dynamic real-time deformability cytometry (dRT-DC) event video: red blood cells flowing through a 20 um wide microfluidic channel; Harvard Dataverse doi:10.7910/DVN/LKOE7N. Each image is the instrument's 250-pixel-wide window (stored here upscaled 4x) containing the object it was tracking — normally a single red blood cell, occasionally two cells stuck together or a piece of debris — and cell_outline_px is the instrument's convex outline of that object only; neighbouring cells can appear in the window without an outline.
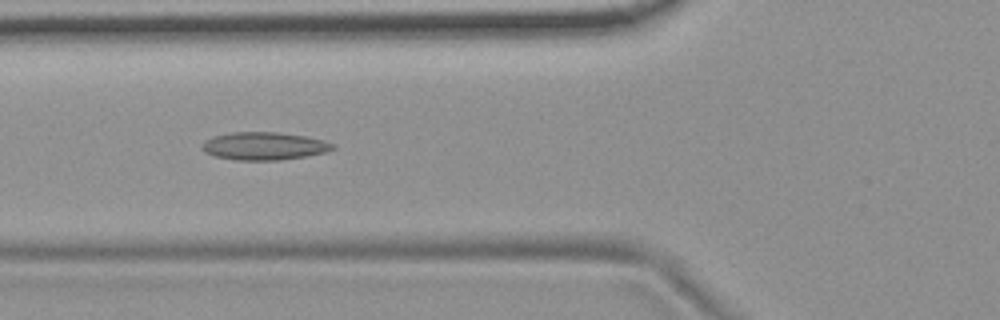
{"species": "common noctule bat (a hibernating species)", "species_latin": "Nyctalus noctula", "temperature_condition": "room temperature", "stored_images_in_passage": 53, "camera_frame_rate_fps": 3000, "um_per_image_px": 0.085, "animal": {"sex": "female", "body_mass_g": 19.9}, "frame": {"image": 1, "passage_image": 19, "time_ms": 6.0, "image_size_px": [1000, 320], "cell_outline_px": [[336, 148], [324, 152], [308, 156], [280, 160], [236, 160], [212, 156], [204, 152], [204, 140], [212, 136], [232, 132], [276, 132], [308, 136], [324, 140], [336, 144]], "centroid_in_image_um": [22.48, 12.41], "position_along_channel_um": 103.3, "area_um2": 21.39}}
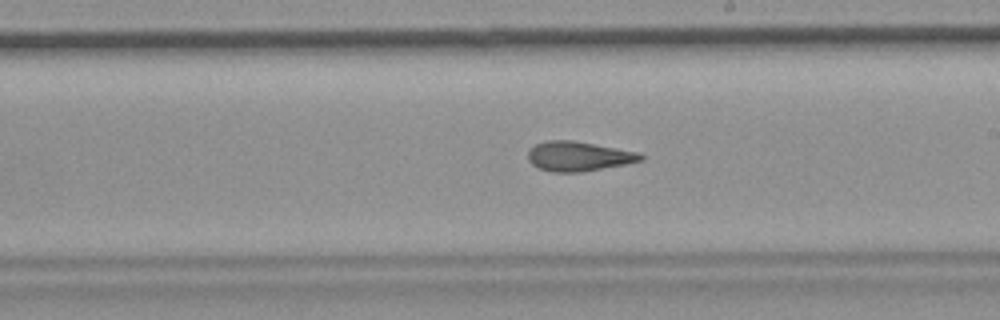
{"frame": {"image": 2, "passage_image": 30, "time_ms": 9.667, "image_size_px": [1000, 320], "cell_outline_px": [[644, 160], [624, 164], [580, 172], [552, 172], [540, 168], [532, 164], [528, 160], [528, 148], [536, 144], [548, 140], [572, 140], [640, 152], [644, 156]], "centroid_in_image_um": [49.17, 13.27], "position_along_channel_um": 239.8, "area_um2": 19.42}}
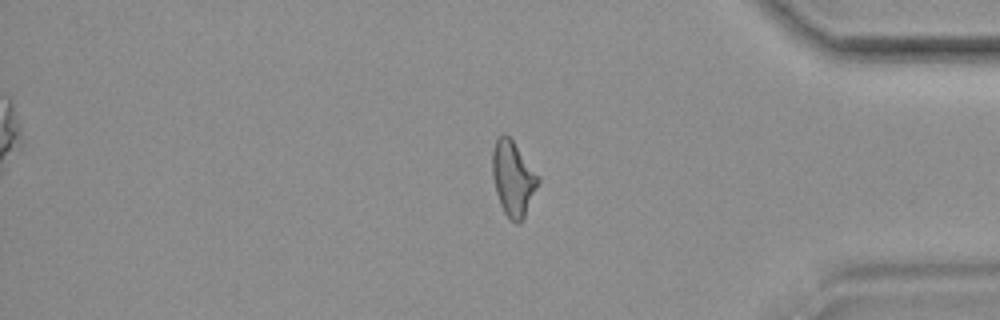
{"frame": {"image": 3, "passage_image": 44, "time_ms": 14.333, "image_size_px": [1000, 320], "cell_outline_px": [[540, 180], [524, 216], [520, 224], [516, 224], [504, 212], [500, 204], [496, 192], [492, 176], [492, 148], [496, 140], [504, 132], [512, 140], [540, 176]], "centroid_in_image_um": [43.6, 15.15], "position_along_channel_um": 391.6, "area_um2": 19.83}, "authors_computed_cell_mechanics": {"area_um2": 20.2878, "velocity_mm_per_s": 3.7281, "shape_relaxation_time_tau1_ms": null, "shape_relaxation_time_tau2_ms": 3.0417, "deformation_change_tau1": null, "deformation_change_tau2": 0.1285}}